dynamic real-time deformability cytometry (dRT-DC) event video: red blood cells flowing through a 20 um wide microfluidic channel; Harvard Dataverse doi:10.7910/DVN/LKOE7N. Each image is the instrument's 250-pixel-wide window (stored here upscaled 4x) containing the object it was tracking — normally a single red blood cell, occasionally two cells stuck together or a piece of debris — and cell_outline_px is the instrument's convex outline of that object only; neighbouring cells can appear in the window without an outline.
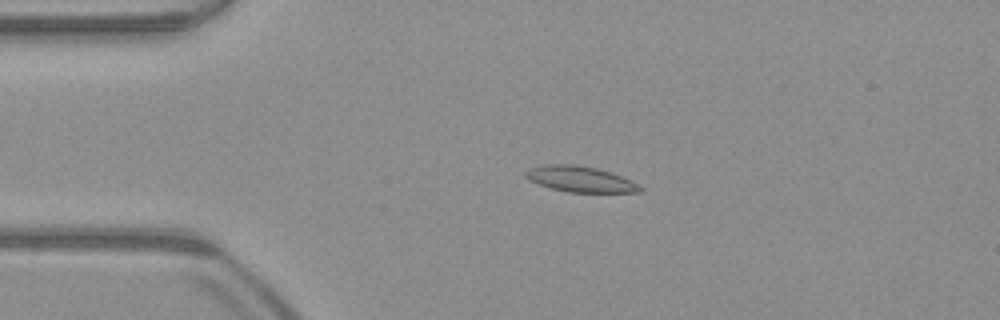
{"species": "common noctule bat (a hibernating species)", "species_latin": "Nyctalus noctula", "temperature_condition": "warm", "stored_images_in_passage": 42, "camera_frame_rate_fps": 3000, "um_per_image_px": 0.085, "animal": {"sex": "male", "body_mass_g": 23.1, "forearm_length_mm": 52.7}, "frame": {"image": 1, "passage_image": 1, "time_ms": 0.0, "image_size_px": [1000, 320], "cell_outline_px": [[644, 188], [640, 192], [568, 192], [552, 188], [528, 180], [524, 176], [524, 172], [528, 168], [544, 164], [572, 164], [596, 168], [632, 180]], "centroid_in_image_um": [49.29, 15.22], "position_along_channel_um": 35.7, "area_um2": 17.11}}
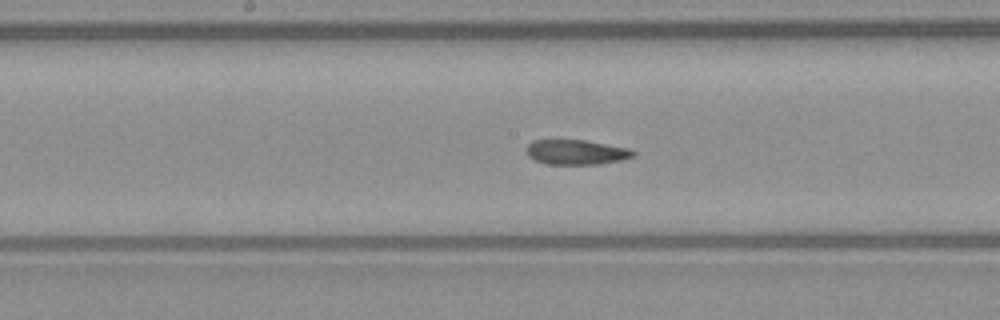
{"frame": {"image": 2, "passage_image": 16, "time_ms": 5.0, "image_size_px": [1000, 320], "cell_outline_px": [[636, 156], [620, 160], [600, 164], [548, 164], [536, 160], [528, 156], [524, 148], [532, 140], [584, 140], [628, 148], [636, 152]], "centroid_in_image_um": [48.96, 12.93], "position_along_channel_um": 199.2, "area_um2": 15.49}}
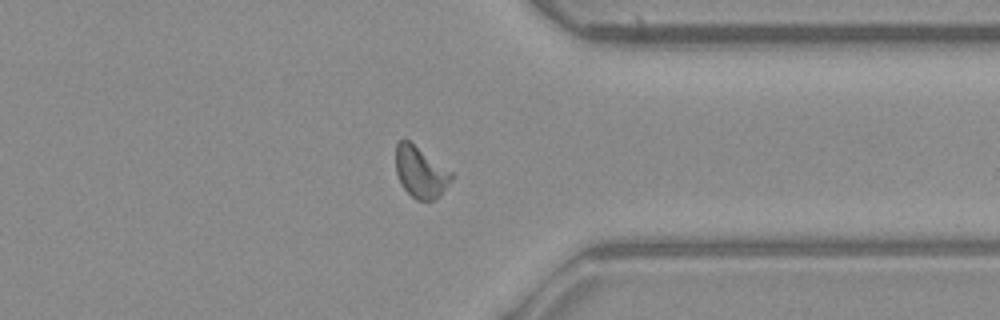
{"frame": {"image": 3, "passage_image": 30, "time_ms": 9.667, "image_size_px": [1000, 320], "cell_outline_px": [[456, 176], [440, 196], [432, 200], [416, 200], [400, 184], [396, 172], [396, 144], [404, 136], [452, 172]], "centroid_in_image_um": [35.76, 14.61], "position_along_channel_um": 375.6, "area_um2": 16.88}, "authors_computed_cell_mechanics": {"area_um2": 16.2418, "velocity_mm_per_s": 3.9252, "shape_relaxation_time_tau1_ms": null, "shape_relaxation_time_tau2_ms": 2.6917, "deformation_change_tau1": null, "deformation_change_tau2": 0.0834}}